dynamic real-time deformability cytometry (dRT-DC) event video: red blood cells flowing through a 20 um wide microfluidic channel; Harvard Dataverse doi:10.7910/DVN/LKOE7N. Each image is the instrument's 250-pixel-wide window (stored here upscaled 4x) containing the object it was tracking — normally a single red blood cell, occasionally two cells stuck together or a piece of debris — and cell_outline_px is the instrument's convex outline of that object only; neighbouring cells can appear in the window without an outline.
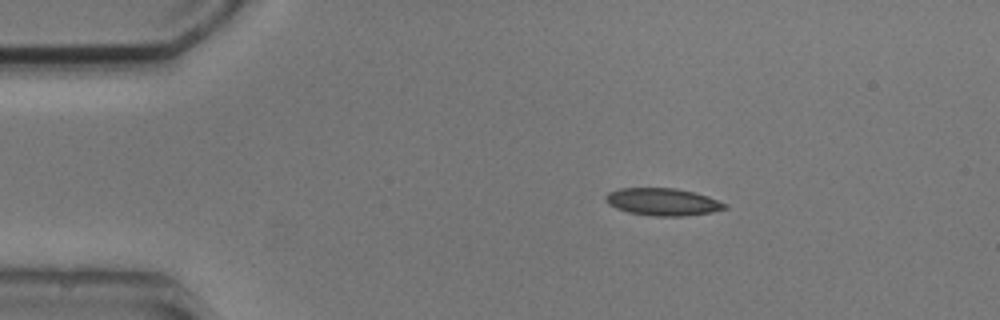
{"species": "common noctule bat (a hibernating species)", "species_latin": "Nyctalus noctula", "temperature_condition": "cold", "stored_images_in_passage": 8, "camera_frame_rate_fps": 3000, "um_per_image_px": 0.085, "animal": {"sex": "male", "body_mass_g": 20.5, "forearm_length_mm": 52.5}, "frame": {"image": 1, "passage_image": 1, "time_ms": 0.0, "image_size_px": [1000, 320], "cell_outline_px": [[728, 208], [712, 212], [684, 216], [656, 216], [628, 212], [616, 208], [608, 204], [604, 200], [604, 196], [608, 192], [620, 188], [676, 188], [708, 196], [728, 204]], "centroid_in_image_um": [56.33, 17.15], "position_along_channel_um": 28.7, "area_um2": 19.07}}
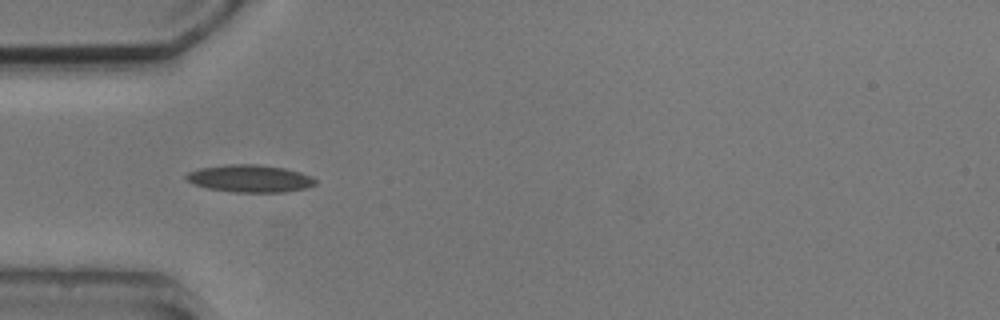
{"frame": {"image": 2, "passage_image": 3, "time_ms": 2.333, "image_size_px": [1000, 320], "cell_outline_px": [[316, 184], [308, 188], [284, 192], [236, 192], [208, 188], [192, 184], [184, 176], [188, 172], [200, 168], [224, 164], [256, 164], [284, 168], [300, 172], [312, 176], [316, 180]], "centroid_in_image_um": [21.25, 15.17], "position_along_channel_um": 63.7, "area_um2": 20.69}}